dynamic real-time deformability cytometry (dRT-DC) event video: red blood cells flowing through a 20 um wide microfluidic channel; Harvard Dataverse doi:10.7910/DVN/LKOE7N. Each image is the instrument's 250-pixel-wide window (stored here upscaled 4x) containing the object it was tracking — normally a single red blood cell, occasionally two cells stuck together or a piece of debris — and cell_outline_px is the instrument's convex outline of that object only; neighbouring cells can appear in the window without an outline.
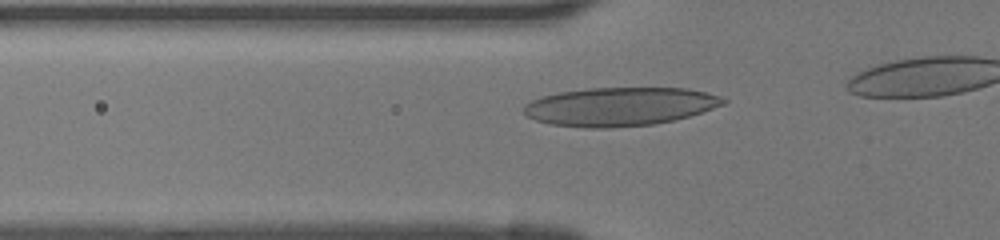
{"species": "human", "species_latin": "Homo sapiens", "temperature_condition": "room temperature", "stored_images_in_passage": 9, "camera_frame_rate_fps": 3000, "um_per_image_px": 0.085, "donor": {"sex": "female"}, "frame": {"image": 1, "passage_image": 4, "time_ms": 1.0, "image_size_px": [1000, 240], "cell_outline_px": [[728, 100], [724, 104], [676, 120], [652, 124], [604, 128], [584, 128], [548, 124], [536, 120], [528, 116], [524, 112], [524, 104], [532, 100], [544, 96], [560, 92], [588, 88], [688, 88], [720, 96]], "centroid_in_image_um": [52.67, 9.06], "position_along_channel_um": 73.1, "area_um2": 44.62}}
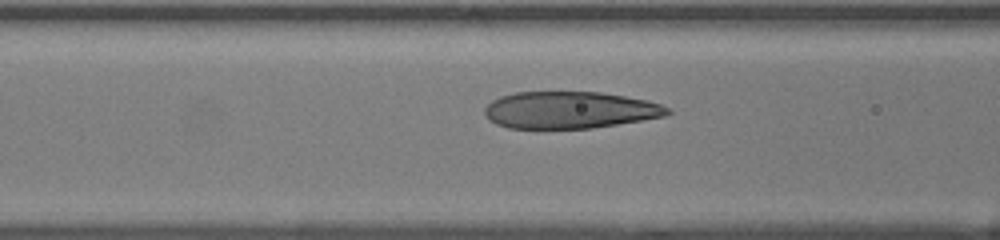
{"frame": {"image": 2, "passage_image": 7, "time_ms": 2.0, "image_size_px": [1000, 240], "cell_outline_px": [[672, 112], [664, 116], [592, 128], [508, 128], [496, 124], [488, 120], [484, 112], [484, 108], [492, 100], [500, 96], [516, 92], [600, 92], [648, 100], [660, 104], [668, 108]], "centroid_in_image_um": [48.39, 9.35], "position_along_channel_um": 118.2, "area_um2": 39.25}}